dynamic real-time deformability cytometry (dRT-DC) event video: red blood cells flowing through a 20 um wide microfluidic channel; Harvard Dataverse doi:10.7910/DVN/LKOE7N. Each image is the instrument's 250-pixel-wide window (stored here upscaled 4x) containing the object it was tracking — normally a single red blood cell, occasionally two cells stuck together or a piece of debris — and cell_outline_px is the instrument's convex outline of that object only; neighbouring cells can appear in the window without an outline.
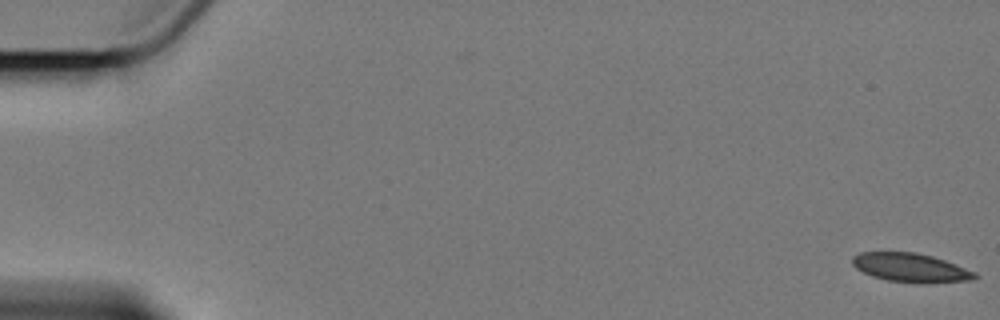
{"species": "Egyptian fruit bat (a non-hibernating species)", "species_latin": "Rousettus aegyptiacus", "temperature_condition": "cold", "stored_images_in_passage": 7, "camera_frame_rate_fps": 3000, "um_per_image_px": 0.085, "animal": {"sex": "female"}, "frame": {"image": 1, "passage_image": 1, "time_ms": 0.0, "image_size_px": [1000, 320], "cell_outline_px": [[980, 276], [976, 280], [888, 280], [872, 276], [856, 268], [852, 264], [852, 256], [860, 252], [916, 252], [932, 256], [956, 264], [976, 272]], "centroid_in_image_um": [77.36, 22.69], "position_along_channel_um": 7.6, "area_um2": 19.59}}
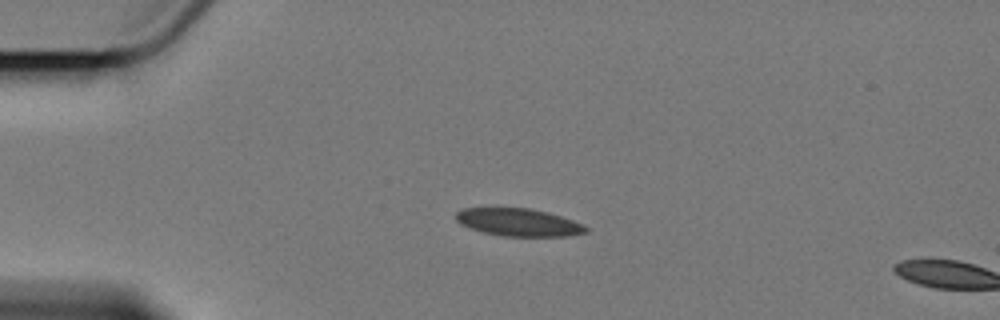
{"frame": {"image": 2, "passage_image": 5, "time_ms": 4.667, "image_size_px": [1000, 320], "cell_outline_px": [[588, 232], [568, 236], [500, 236], [468, 228], [460, 224], [456, 220], [456, 212], [460, 208], [532, 208], [548, 212], [584, 224], [588, 228]], "centroid_in_image_um": [44.07, 18.89], "position_along_channel_um": 40.9, "area_um2": 21.1}}